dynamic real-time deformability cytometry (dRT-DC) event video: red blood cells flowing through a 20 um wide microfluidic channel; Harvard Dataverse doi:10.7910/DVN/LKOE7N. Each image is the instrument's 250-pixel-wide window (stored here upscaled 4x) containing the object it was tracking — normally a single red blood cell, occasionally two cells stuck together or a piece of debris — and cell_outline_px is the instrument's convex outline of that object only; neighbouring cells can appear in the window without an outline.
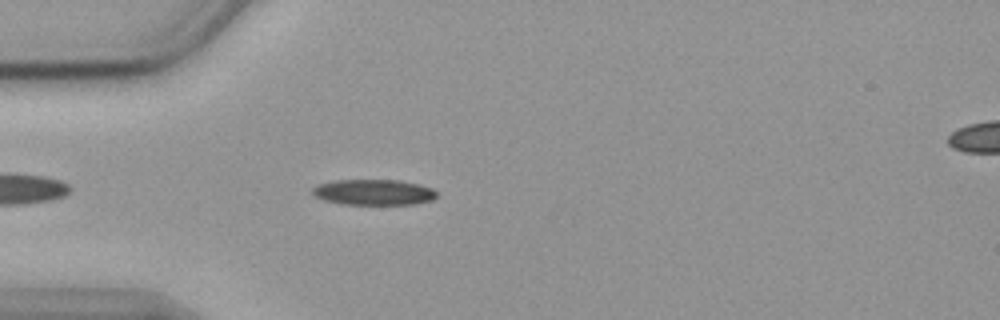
{"species": "common noctule bat (a hibernating species)", "species_latin": "Nyctalus noctula", "temperature_condition": "cold", "stored_images_in_passage": 45, "camera_frame_rate_fps": 3000, "um_per_image_px": 0.085, "animal": {"sex": "female", "body_mass_g": 19.9}, "frame": {"image": 1, "passage_image": 5, "time_ms": 1.333, "image_size_px": [1000, 320], "cell_outline_px": [[436, 196], [432, 200], [416, 204], [340, 204], [324, 200], [316, 196], [312, 192], [312, 188], [316, 184], [336, 180], [400, 180], [420, 184], [432, 188], [436, 192]], "centroid_in_image_um": [31.76, 16.33], "position_along_channel_um": 53.2, "area_um2": 18.67}}
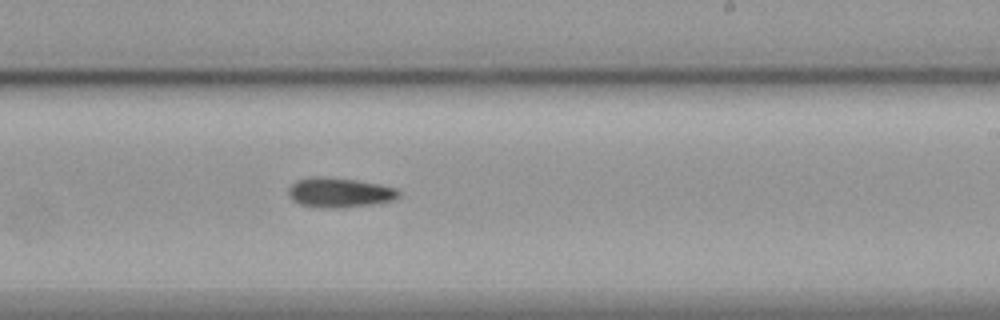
{"frame": {"image": 2, "passage_image": 23, "time_ms": 7.333, "image_size_px": [1000, 320], "cell_outline_px": [[400, 196], [396, 200], [372, 204], [340, 208], [320, 208], [300, 204], [292, 200], [288, 196], [288, 188], [296, 180], [312, 176], [356, 180], [380, 184], [396, 188], [400, 192]], "centroid_in_image_um": [28.85, 16.38], "position_along_channel_um": 260.1, "area_um2": 19.25}}
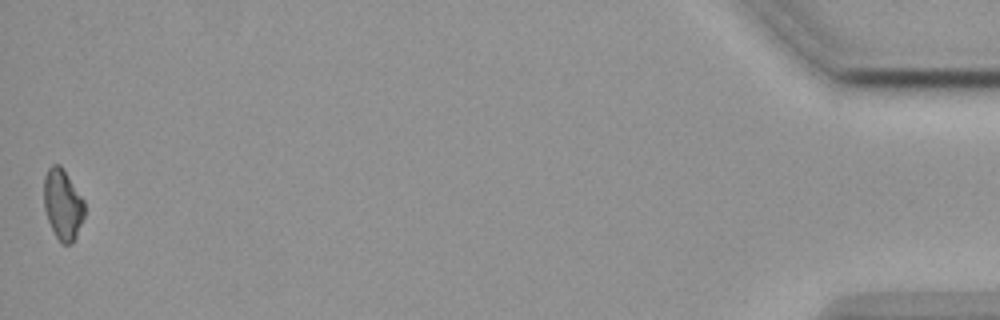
{"frame": {"image": 3, "passage_image": 45, "time_ms": 14.667, "image_size_px": [1000, 320], "cell_outline_px": [[84, 216], [76, 236], [72, 244], [60, 244], [48, 220], [44, 208], [44, 176], [48, 168], [52, 164], [60, 164], [84, 200]], "centroid_in_image_um": [5.32, 17.38], "position_along_channel_um": 429.9, "area_um2": 16.65}, "authors_computed_cell_mechanics": {"area_um2": 18.6116, "velocity_mm_per_s": 3.5914, "shape_relaxation_time_tau1_ms": 3.6392, "shape_relaxation_time_tau2_ms": null, "deformation_change_tau1": 0.0986, "deformation_change_tau2": null}}